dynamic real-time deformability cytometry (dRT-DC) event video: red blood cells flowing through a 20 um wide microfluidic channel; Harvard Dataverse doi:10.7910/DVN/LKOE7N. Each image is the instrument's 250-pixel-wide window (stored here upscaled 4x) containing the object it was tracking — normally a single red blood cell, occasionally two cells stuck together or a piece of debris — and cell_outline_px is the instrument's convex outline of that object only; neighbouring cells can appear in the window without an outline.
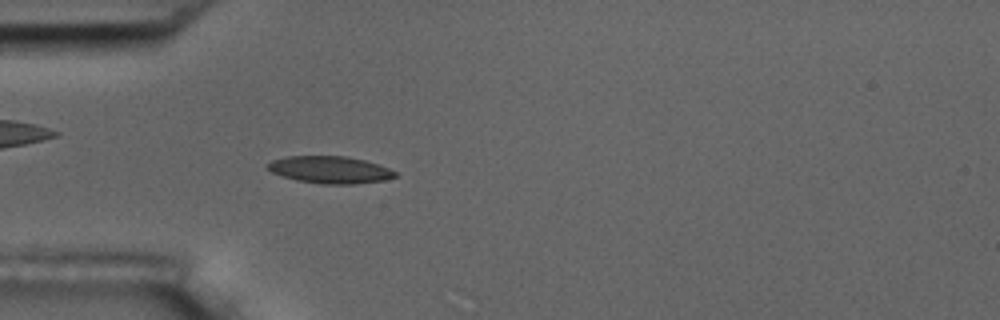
{"species": "common noctule bat (a hibernating species)", "species_latin": "Nyctalus noctula", "temperature_condition": "room temperature", "stored_images_in_passage": 43, "camera_frame_rate_fps": 3000, "um_per_image_px": 0.085, "animal": {"sex": "male", "body_mass_g": 17.5, "forearm_length_mm": 52.3}, "frame": {"image": 1, "passage_image": 4, "time_ms": 1.0, "image_size_px": [1000, 320], "cell_outline_px": [[396, 176], [384, 180], [352, 184], [320, 184], [300, 180], [284, 176], [272, 172], [264, 164], [272, 160], [288, 156], [348, 156], [364, 160], [388, 168], [396, 172]], "centroid_in_image_um": [28.03, 14.42], "position_along_channel_um": 57.0, "area_um2": 19.94}}
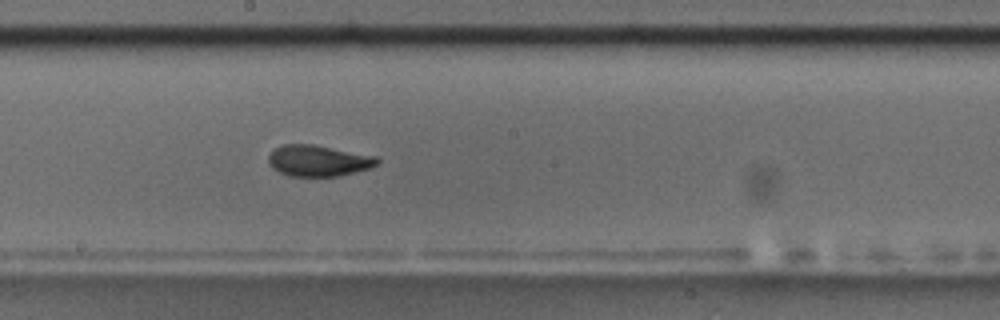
{"frame": {"image": 2, "passage_image": 18, "time_ms": 5.667, "image_size_px": [1000, 320], "cell_outline_px": [[380, 160], [372, 168], [340, 176], [288, 176], [272, 168], [268, 164], [268, 156], [276, 148], [284, 144], [312, 144], [376, 156]], "centroid_in_image_um": [27.06, 13.67], "position_along_channel_um": 221.1, "area_um2": 19.77}}
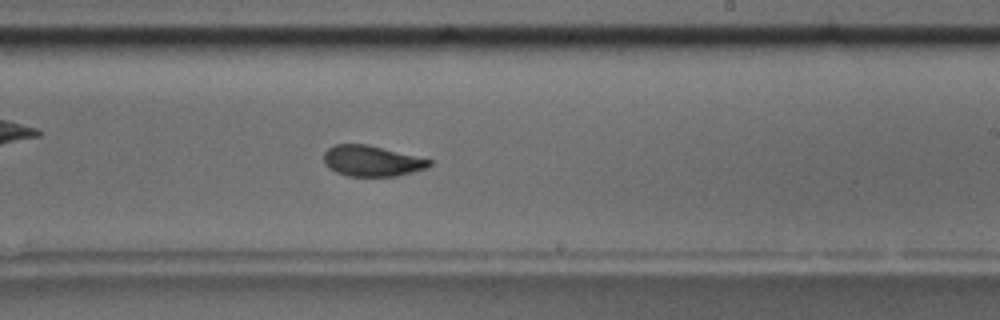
{"frame": {"image": 3, "passage_image": 21, "time_ms": 6.667, "image_size_px": [1000, 320], "cell_outline_px": [[432, 164], [428, 168], [396, 176], [348, 176], [336, 172], [328, 168], [324, 164], [324, 152], [328, 148], [336, 144], [368, 144], [432, 160]], "centroid_in_image_um": [31.59, 13.68], "position_along_channel_um": 257.4, "area_um2": 18.96}, "authors_computed_cell_mechanics": {"area_um2": 19.8254, "velocity_mm_per_s": 3.6269, "shape_relaxation_time_tau1_ms": 5.9778, "shape_relaxation_time_tau2_ms": 1.2181, "deformation_change_tau1": 0.1644, "deformation_change_tau2": 0.0692}}